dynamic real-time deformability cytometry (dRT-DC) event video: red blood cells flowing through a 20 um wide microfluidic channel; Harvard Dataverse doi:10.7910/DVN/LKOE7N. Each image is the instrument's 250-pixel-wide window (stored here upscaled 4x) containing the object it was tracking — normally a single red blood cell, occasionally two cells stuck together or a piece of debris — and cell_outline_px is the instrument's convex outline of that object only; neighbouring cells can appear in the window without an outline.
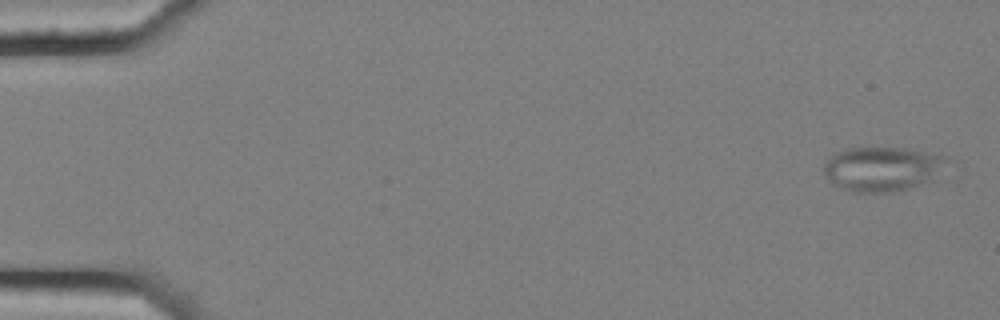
{"species": "common noctule bat (a hibernating species)", "species_latin": "Nyctalus noctula", "temperature_condition": "cold", "stored_images_in_passage": 4, "camera_frame_rate_fps": 3000, "um_per_image_px": 0.085, "animal": {"sex": "female", "body_mass_g": 25.1}, "frame": {"image": 1, "passage_image": 1, "time_ms": 0.0, "image_size_px": [1000, 320], "cell_outline_px": [[956, 160], [932, 180], [908, 188], [892, 192], [852, 192], [840, 188], [832, 184], [828, 180], [824, 172], [824, 164], [836, 152], [844, 148], [904, 148], [952, 156]], "centroid_in_image_um": [75.1, 14.34], "position_along_channel_um": 9.9, "area_um2": 32.6}}
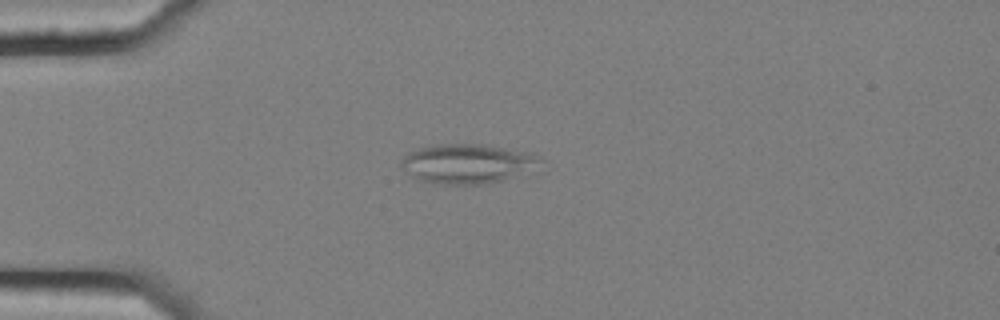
{"frame": {"image": 2, "passage_image": 4, "time_ms": 1.0, "image_size_px": [1000, 320], "cell_outline_px": [[544, 160], [500, 180], [484, 184], [432, 184], [420, 180], [412, 176], [400, 168], [400, 160], [408, 152], [420, 148], [436, 144], [488, 144], [532, 152], [540, 156]], "centroid_in_image_um": [39.61, 13.88], "position_along_channel_um": 45.4, "area_um2": 31.67}}